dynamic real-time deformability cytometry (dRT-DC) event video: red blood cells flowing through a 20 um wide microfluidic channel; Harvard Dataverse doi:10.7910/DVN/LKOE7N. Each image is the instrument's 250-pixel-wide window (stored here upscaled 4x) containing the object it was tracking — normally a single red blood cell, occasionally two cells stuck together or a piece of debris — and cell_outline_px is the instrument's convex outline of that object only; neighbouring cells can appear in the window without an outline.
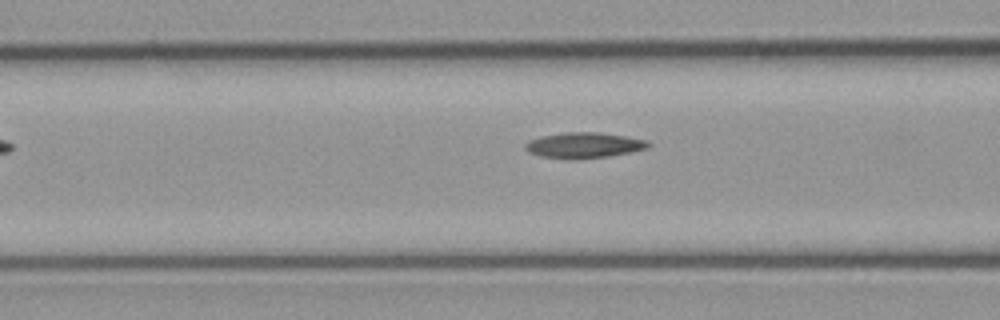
{"species": "common noctule bat (a hibernating species)", "species_latin": "Nyctalus noctula", "temperature_condition": "cold", "stored_images_in_passage": 7, "camera_frame_rate_fps": 3000, "um_per_image_px": 0.085, "animal": {"sex": "male", "body_mass_g": 23.1, "forearm_length_mm": 52.7}, "frame": {"image": 1, "passage_image": 5, "time_ms": 1.333, "image_size_px": [1000, 320], "cell_outline_px": [[652, 144], [648, 148], [632, 152], [608, 156], [540, 156], [528, 152], [524, 148], [524, 144], [528, 140], [544, 136], [564, 132], [600, 132], [624, 136], [644, 140]], "centroid_in_image_um": [49.66, 12.3], "position_along_channel_um": 116.9, "area_um2": 17.46}}